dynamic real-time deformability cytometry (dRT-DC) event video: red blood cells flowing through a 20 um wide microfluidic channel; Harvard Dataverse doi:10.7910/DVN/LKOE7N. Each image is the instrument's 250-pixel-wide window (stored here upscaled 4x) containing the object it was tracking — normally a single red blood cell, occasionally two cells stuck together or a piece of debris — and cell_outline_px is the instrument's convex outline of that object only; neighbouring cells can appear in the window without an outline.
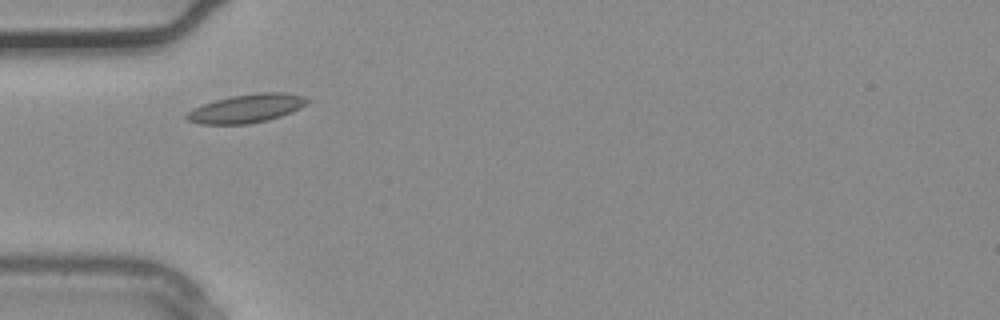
{"species": "common noctule bat (a hibernating species)", "species_latin": "Nyctalus noctula", "temperature_condition": "warm", "stored_images_in_passage": 2, "camera_frame_rate_fps": 3000, "um_per_image_px": 0.085, "animal": {"sex": "male", "body_mass_g": 20.4}, "frame": {"image": 1, "passage_image": 2, "time_ms": 0.333, "image_size_px": [1000, 320], "cell_outline_px": [[312, 100], [308, 104], [292, 112], [268, 120], [248, 124], [200, 124], [188, 120], [184, 116], [192, 108], [216, 100], [232, 96], [256, 92], [284, 92], [304, 96]], "centroid_in_image_um": [21.0, 9.21], "position_along_channel_um": 64.0, "area_um2": 20.17}}